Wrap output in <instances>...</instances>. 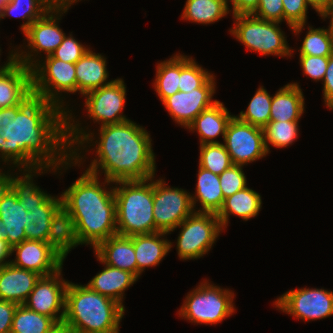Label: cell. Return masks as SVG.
Segmentation results:
<instances>
[{
	"instance_id": "1",
	"label": "cell",
	"mask_w": 333,
	"mask_h": 333,
	"mask_svg": "<svg viewBox=\"0 0 333 333\" xmlns=\"http://www.w3.org/2000/svg\"><path fill=\"white\" fill-rule=\"evenodd\" d=\"M0 159L16 168L76 166L67 141V113L33 93L20 105L0 108Z\"/></svg>"
},
{
	"instance_id": "2",
	"label": "cell",
	"mask_w": 333,
	"mask_h": 333,
	"mask_svg": "<svg viewBox=\"0 0 333 333\" xmlns=\"http://www.w3.org/2000/svg\"><path fill=\"white\" fill-rule=\"evenodd\" d=\"M73 117L72 112L69 111L67 141L72 150V158L77 162L78 167L85 161L81 156V148L88 152L89 150L85 148L88 147L87 144L92 143L89 146L97 145L94 150L97 158L91 160L85 171L98 177L101 175L100 172L104 173L105 179L112 181L113 184L118 181L155 177L156 163L152 139L144 127L131 120L104 125L98 130L99 140L94 141V133H91L90 129L89 131L83 129L81 123L75 121ZM79 150H81L80 153Z\"/></svg>"
},
{
	"instance_id": "3",
	"label": "cell",
	"mask_w": 333,
	"mask_h": 333,
	"mask_svg": "<svg viewBox=\"0 0 333 333\" xmlns=\"http://www.w3.org/2000/svg\"><path fill=\"white\" fill-rule=\"evenodd\" d=\"M99 180L85 171L61 194L62 206L76 221L79 245H90L93 249L117 234L114 186L106 187L113 182Z\"/></svg>"
},
{
	"instance_id": "4",
	"label": "cell",
	"mask_w": 333,
	"mask_h": 333,
	"mask_svg": "<svg viewBox=\"0 0 333 333\" xmlns=\"http://www.w3.org/2000/svg\"><path fill=\"white\" fill-rule=\"evenodd\" d=\"M125 309L115 300L69 282L65 293V324L73 333H119Z\"/></svg>"
},
{
	"instance_id": "5",
	"label": "cell",
	"mask_w": 333,
	"mask_h": 333,
	"mask_svg": "<svg viewBox=\"0 0 333 333\" xmlns=\"http://www.w3.org/2000/svg\"><path fill=\"white\" fill-rule=\"evenodd\" d=\"M154 178L114 182L117 234L131 237L155 233Z\"/></svg>"
},
{
	"instance_id": "6",
	"label": "cell",
	"mask_w": 333,
	"mask_h": 333,
	"mask_svg": "<svg viewBox=\"0 0 333 333\" xmlns=\"http://www.w3.org/2000/svg\"><path fill=\"white\" fill-rule=\"evenodd\" d=\"M234 292L223 289L203 279L195 289L190 291L179 309V317L195 324H219L233 315Z\"/></svg>"
},
{
	"instance_id": "7",
	"label": "cell",
	"mask_w": 333,
	"mask_h": 333,
	"mask_svg": "<svg viewBox=\"0 0 333 333\" xmlns=\"http://www.w3.org/2000/svg\"><path fill=\"white\" fill-rule=\"evenodd\" d=\"M234 27L229 30L237 41L247 50L258 52L260 55H276L291 57L293 49L286 41V35L280 29V22L262 20L252 14L232 16Z\"/></svg>"
},
{
	"instance_id": "8",
	"label": "cell",
	"mask_w": 333,
	"mask_h": 333,
	"mask_svg": "<svg viewBox=\"0 0 333 333\" xmlns=\"http://www.w3.org/2000/svg\"><path fill=\"white\" fill-rule=\"evenodd\" d=\"M80 0H70L57 3L42 18L35 20L23 33L27 38V49L21 51L16 47L15 61L31 69L38 61V54L44 52L45 56H50L62 43L66 34L59 27L62 14L68 12L69 8ZM30 50V51H29ZM33 53V54H32ZM38 56V59H36Z\"/></svg>"
},
{
	"instance_id": "9",
	"label": "cell",
	"mask_w": 333,
	"mask_h": 333,
	"mask_svg": "<svg viewBox=\"0 0 333 333\" xmlns=\"http://www.w3.org/2000/svg\"><path fill=\"white\" fill-rule=\"evenodd\" d=\"M32 93L46 101L52 102L66 113L64 104V93H76L77 82L75 64L53 58L51 55L39 60L31 68ZM66 106V107H64Z\"/></svg>"
},
{
	"instance_id": "10",
	"label": "cell",
	"mask_w": 333,
	"mask_h": 333,
	"mask_svg": "<svg viewBox=\"0 0 333 333\" xmlns=\"http://www.w3.org/2000/svg\"><path fill=\"white\" fill-rule=\"evenodd\" d=\"M176 228H181L176 242L181 260H194L206 255L223 232L217 215L204 212H194Z\"/></svg>"
},
{
	"instance_id": "11",
	"label": "cell",
	"mask_w": 333,
	"mask_h": 333,
	"mask_svg": "<svg viewBox=\"0 0 333 333\" xmlns=\"http://www.w3.org/2000/svg\"><path fill=\"white\" fill-rule=\"evenodd\" d=\"M190 192L169 187L163 179L153 180V217L155 232L170 234L195 210Z\"/></svg>"
},
{
	"instance_id": "12",
	"label": "cell",
	"mask_w": 333,
	"mask_h": 333,
	"mask_svg": "<svg viewBox=\"0 0 333 333\" xmlns=\"http://www.w3.org/2000/svg\"><path fill=\"white\" fill-rule=\"evenodd\" d=\"M273 305L296 319L320 320L333 315V291L297 288L279 296Z\"/></svg>"
},
{
	"instance_id": "13",
	"label": "cell",
	"mask_w": 333,
	"mask_h": 333,
	"mask_svg": "<svg viewBox=\"0 0 333 333\" xmlns=\"http://www.w3.org/2000/svg\"><path fill=\"white\" fill-rule=\"evenodd\" d=\"M223 144L236 165H247L268 154L263 129L243 122L235 115L227 126Z\"/></svg>"
},
{
	"instance_id": "14",
	"label": "cell",
	"mask_w": 333,
	"mask_h": 333,
	"mask_svg": "<svg viewBox=\"0 0 333 333\" xmlns=\"http://www.w3.org/2000/svg\"><path fill=\"white\" fill-rule=\"evenodd\" d=\"M126 95V85L122 78L86 93L84 106L88 112L87 116L94 123H99L100 127L130 120L122 112Z\"/></svg>"
},
{
	"instance_id": "15",
	"label": "cell",
	"mask_w": 333,
	"mask_h": 333,
	"mask_svg": "<svg viewBox=\"0 0 333 333\" xmlns=\"http://www.w3.org/2000/svg\"><path fill=\"white\" fill-rule=\"evenodd\" d=\"M62 268L53 274L41 276L24 305L39 314L51 317L61 324L65 315V293L69 281L62 277Z\"/></svg>"
},
{
	"instance_id": "16",
	"label": "cell",
	"mask_w": 333,
	"mask_h": 333,
	"mask_svg": "<svg viewBox=\"0 0 333 333\" xmlns=\"http://www.w3.org/2000/svg\"><path fill=\"white\" fill-rule=\"evenodd\" d=\"M215 90L216 82L213 75L202 87L192 89L191 92H176L162 103L173 121L187 129L203 110L218 101L212 100Z\"/></svg>"
},
{
	"instance_id": "17",
	"label": "cell",
	"mask_w": 333,
	"mask_h": 333,
	"mask_svg": "<svg viewBox=\"0 0 333 333\" xmlns=\"http://www.w3.org/2000/svg\"><path fill=\"white\" fill-rule=\"evenodd\" d=\"M11 252H15L16 256L10 263L40 276L55 273L63 266L64 262V258L48 242L39 240L26 239L14 245Z\"/></svg>"
},
{
	"instance_id": "18",
	"label": "cell",
	"mask_w": 333,
	"mask_h": 333,
	"mask_svg": "<svg viewBox=\"0 0 333 333\" xmlns=\"http://www.w3.org/2000/svg\"><path fill=\"white\" fill-rule=\"evenodd\" d=\"M9 52L0 66V108L20 105L32 93L31 69L15 61V50Z\"/></svg>"
},
{
	"instance_id": "19",
	"label": "cell",
	"mask_w": 333,
	"mask_h": 333,
	"mask_svg": "<svg viewBox=\"0 0 333 333\" xmlns=\"http://www.w3.org/2000/svg\"><path fill=\"white\" fill-rule=\"evenodd\" d=\"M93 250L102 264L132 273L137 278V262L132 236L115 234L99 243Z\"/></svg>"
},
{
	"instance_id": "20",
	"label": "cell",
	"mask_w": 333,
	"mask_h": 333,
	"mask_svg": "<svg viewBox=\"0 0 333 333\" xmlns=\"http://www.w3.org/2000/svg\"><path fill=\"white\" fill-rule=\"evenodd\" d=\"M40 277L12 263L0 266V300L24 304Z\"/></svg>"
},
{
	"instance_id": "21",
	"label": "cell",
	"mask_w": 333,
	"mask_h": 333,
	"mask_svg": "<svg viewBox=\"0 0 333 333\" xmlns=\"http://www.w3.org/2000/svg\"><path fill=\"white\" fill-rule=\"evenodd\" d=\"M0 219L2 220L3 239L11 247L27 239L24 230L32 220L13 190L0 200Z\"/></svg>"
},
{
	"instance_id": "22",
	"label": "cell",
	"mask_w": 333,
	"mask_h": 333,
	"mask_svg": "<svg viewBox=\"0 0 333 333\" xmlns=\"http://www.w3.org/2000/svg\"><path fill=\"white\" fill-rule=\"evenodd\" d=\"M106 62L104 55L96 54L89 49L75 63L77 92H79L82 97L86 93L109 85L114 81H108L109 73Z\"/></svg>"
},
{
	"instance_id": "23",
	"label": "cell",
	"mask_w": 333,
	"mask_h": 333,
	"mask_svg": "<svg viewBox=\"0 0 333 333\" xmlns=\"http://www.w3.org/2000/svg\"><path fill=\"white\" fill-rule=\"evenodd\" d=\"M164 232L132 236L135 258L137 262V279L145 268L155 267L171 251L172 242L165 238Z\"/></svg>"
},
{
	"instance_id": "24",
	"label": "cell",
	"mask_w": 333,
	"mask_h": 333,
	"mask_svg": "<svg viewBox=\"0 0 333 333\" xmlns=\"http://www.w3.org/2000/svg\"><path fill=\"white\" fill-rule=\"evenodd\" d=\"M234 115H230L227 108L220 101L203 110L187 127L191 132H197L200 137V145L220 143L214 140L222 135L223 141L227 126Z\"/></svg>"
},
{
	"instance_id": "25",
	"label": "cell",
	"mask_w": 333,
	"mask_h": 333,
	"mask_svg": "<svg viewBox=\"0 0 333 333\" xmlns=\"http://www.w3.org/2000/svg\"><path fill=\"white\" fill-rule=\"evenodd\" d=\"M18 170L20 172L23 170L24 173L23 176H20V174L18 176V173H16V176L13 175L12 190L26 211L31 212L32 209L43 205L52 196L36 186L33 176L35 177L38 173L41 175V173H47V171L51 172V170L56 173L58 169L51 165H43L18 168Z\"/></svg>"
},
{
	"instance_id": "26",
	"label": "cell",
	"mask_w": 333,
	"mask_h": 333,
	"mask_svg": "<svg viewBox=\"0 0 333 333\" xmlns=\"http://www.w3.org/2000/svg\"><path fill=\"white\" fill-rule=\"evenodd\" d=\"M104 269L86 284L91 290L109 297L124 309V292L138 279L130 272L104 264Z\"/></svg>"
},
{
	"instance_id": "27",
	"label": "cell",
	"mask_w": 333,
	"mask_h": 333,
	"mask_svg": "<svg viewBox=\"0 0 333 333\" xmlns=\"http://www.w3.org/2000/svg\"><path fill=\"white\" fill-rule=\"evenodd\" d=\"M304 105L299 83H288L272 96L270 121H299L305 111Z\"/></svg>"
},
{
	"instance_id": "28",
	"label": "cell",
	"mask_w": 333,
	"mask_h": 333,
	"mask_svg": "<svg viewBox=\"0 0 333 333\" xmlns=\"http://www.w3.org/2000/svg\"><path fill=\"white\" fill-rule=\"evenodd\" d=\"M47 242L64 259L79 245L76 221L63 206L52 217Z\"/></svg>"
},
{
	"instance_id": "29",
	"label": "cell",
	"mask_w": 333,
	"mask_h": 333,
	"mask_svg": "<svg viewBox=\"0 0 333 333\" xmlns=\"http://www.w3.org/2000/svg\"><path fill=\"white\" fill-rule=\"evenodd\" d=\"M262 208L261 195L248 186L224 199L222 208L216 214L223 230L227 228L229 217L236 215L248 221L258 215Z\"/></svg>"
},
{
	"instance_id": "30",
	"label": "cell",
	"mask_w": 333,
	"mask_h": 333,
	"mask_svg": "<svg viewBox=\"0 0 333 333\" xmlns=\"http://www.w3.org/2000/svg\"><path fill=\"white\" fill-rule=\"evenodd\" d=\"M196 193L191 195V201L195 212L217 214L224 203L221 191L219 175L212 173L199 166L197 174ZM200 208L196 210V202Z\"/></svg>"
},
{
	"instance_id": "31",
	"label": "cell",
	"mask_w": 333,
	"mask_h": 333,
	"mask_svg": "<svg viewBox=\"0 0 333 333\" xmlns=\"http://www.w3.org/2000/svg\"><path fill=\"white\" fill-rule=\"evenodd\" d=\"M225 0H187L181 19L198 24H211L224 18L230 12Z\"/></svg>"
},
{
	"instance_id": "32",
	"label": "cell",
	"mask_w": 333,
	"mask_h": 333,
	"mask_svg": "<svg viewBox=\"0 0 333 333\" xmlns=\"http://www.w3.org/2000/svg\"><path fill=\"white\" fill-rule=\"evenodd\" d=\"M56 4L55 0H9L0 14V20L13 15L26 20L20 26L24 33L35 20L42 18Z\"/></svg>"
},
{
	"instance_id": "33",
	"label": "cell",
	"mask_w": 333,
	"mask_h": 333,
	"mask_svg": "<svg viewBox=\"0 0 333 333\" xmlns=\"http://www.w3.org/2000/svg\"><path fill=\"white\" fill-rule=\"evenodd\" d=\"M62 206V197L51 196L43 205L37 206L29 212L31 223L25 227L28 240L47 242L52 217Z\"/></svg>"
},
{
	"instance_id": "34",
	"label": "cell",
	"mask_w": 333,
	"mask_h": 333,
	"mask_svg": "<svg viewBox=\"0 0 333 333\" xmlns=\"http://www.w3.org/2000/svg\"><path fill=\"white\" fill-rule=\"evenodd\" d=\"M154 89L163 102L167 97L179 92L180 85V53L157 63Z\"/></svg>"
},
{
	"instance_id": "35",
	"label": "cell",
	"mask_w": 333,
	"mask_h": 333,
	"mask_svg": "<svg viewBox=\"0 0 333 333\" xmlns=\"http://www.w3.org/2000/svg\"><path fill=\"white\" fill-rule=\"evenodd\" d=\"M58 324L51 318L18 305L11 326V333H49Z\"/></svg>"
},
{
	"instance_id": "36",
	"label": "cell",
	"mask_w": 333,
	"mask_h": 333,
	"mask_svg": "<svg viewBox=\"0 0 333 333\" xmlns=\"http://www.w3.org/2000/svg\"><path fill=\"white\" fill-rule=\"evenodd\" d=\"M264 86H259L246 111H241L236 117L243 122L253 126L264 128L270 121V108L272 96L267 92Z\"/></svg>"
},
{
	"instance_id": "37",
	"label": "cell",
	"mask_w": 333,
	"mask_h": 333,
	"mask_svg": "<svg viewBox=\"0 0 333 333\" xmlns=\"http://www.w3.org/2000/svg\"><path fill=\"white\" fill-rule=\"evenodd\" d=\"M299 121H269L263 128L265 147L270 153L269 144L276 148L292 145L298 138Z\"/></svg>"
},
{
	"instance_id": "38",
	"label": "cell",
	"mask_w": 333,
	"mask_h": 333,
	"mask_svg": "<svg viewBox=\"0 0 333 333\" xmlns=\"http://www.w3.org/2000/svg\"><path fill=\"white\" fill-rule=\"evenodd\" d=\"M299 55L329 57L333 54V36L328 28L308 27Z\"/></svg>"
},
{
	"instance_id": "39",
	"label": "cell",
	"mask_w": 333,
	"mask_h": 333,
	"mask_svg": "<svg viewBox=\"0 0 333 333\" xmlns=\"http://www.w3.org/2000/svg\"><path fill=\"white\" fill-rule=\"evenodd\" d=\"M214 74L204 69L191 57L180 54L179 91L191 92L202 87Z\"/></svg>"
},
{
	"instance_id": "40",
	"label": "cell",
	"mask_w": 333,
	"mask_h": 333,
	"mask_svg": "<svg viewBox=\"0 0 333 333\" xmlns=\"http://www.w3.org/2000/svg\"><path fill=\"white\" fill-rule=\"evenodd\" d=\"M199 166L220 175L233 165L223 143L202 144L199 146Z\"/></svg>"
},
{
	"instance_id": "41",
	"label": "cell",
	"mask_w": 333,
	"mask_h": 333,
	"mask_svg": "<svg viewBox=\"0 0 333 333\" xmlns=\"http://www.w3.org/2000/svg\"><path fill=\"white\" fill-rule=\"evenodd\" d=\"M284 21L294 35H298L305 29L307 20V10L309 5L306 0H282Z\"/></svg>"
},
{
	"instance_id": "42",
	"label": "cell",
	"mask_w": 333,
	"mask_h": 333,
	"mask_svg": "<svg viewBox=\"0 0 333 333\" xmlns=\"http://www.w3.org/2000/svg\"><path fill=\"white\" fill-rule=\"evenodd\" d=\"M220 187L224 199L247 187L243 165H231L219 175Z\"/></svg>"
},
{
	"instance_id": "43",
	"label": "cell",
	"mask_w": 333,
	"mask_h": 333,
	"mask_svg": "<svg viewBox=\"0 0 333 333\" xmlns=\"http://www.w3.org/2000/svg\"><path fill=\"white\" fill-rule=\"evenodd\" d=\"M90 48L76 40L72 34L65 36L62 43L51 54L53 58L61 61L76 63Z\"/></svg>"
},
{
	"instance_id": "44",
	"label": "cell",
	"mask_w": 333,
	"mask_h": 333,
	"mask_svg": "<svg viewBox=\"0 0 333 333\" xmlns=\"http://www.w3.org/2000/svg\"><path fill=\"white\" fill-rule=\"evenodd\" d=\"M300 66L303 75H307L314 81H323L327 67L328 57L299 55Z\"/></svg>"
},
{
	"instance_id": "45",
	"label": "cell",
	"mask_w": 333,
	"mask_h": 333,
	"mask_svg": "<svg viewBox=\"0 0 333 333\" xmlns=\"http://www.w3.org/2000/svg\"><path fill=\"white\" fill-rule=\"evenodd\" d=\"M252 15L262 20L282 23L284 21L282 0H259V5Z\"/></svg>"
},
{
	"instance_id": "46",
	"label": "cell",
	"mask_w": 333,
	"mask_h": 333,
	"mask_svg": "<svg viewBox=\"0 0 333 333\" xmlns=\"http://www.w3.org/2000/svg\"><path fill=\"white\" fill-rule=\"evenodd\" d=\"M18 304L0 300V333H11V326Z\"/></svg>"
},
{
	"instance_id": "47",
	"label": "cell",
	"mask_w": 333,
	"mask_h": 333,
	"mask_svg": "<svg viewBox=\"0 0 333 333\" xmlns=\"http://www.w3.org/2000/svg\"><path fill=\"white\" fill-rule=\"evenodd\" d=\"M323 96L325 106L333 110V54L328 57V67L323 79Z\"/></svg>"
},
{
	"instance_id": "48",
	"label": "cell",
	"mask_w": 333,
	"mask_h": 333,
	"mask_svg": "<svg viewBox=\"0 0 333 333\" xmlns=\"http://www.w3.org/2000/svg\"><path fill=\"white\" fill-rule=\"evenodd\" d=\"M230 5L233 6V10H230L233 16L238 14H252L258 7L259 0H233Z\"/></svg>"
},
{
	"instance_id": "49",
	"label": "cell",
	"mask_w": 333,
	"mask_h": 333,
	"mask_svg": "<svg viewBox=\"0 0 333 333\" xmlns=\"http://www.w3.org/2000/svg\"><path fill=\"white\" fill-rule=\"evenodd\" d=\"M10 171L3 172L0 167V200L12 191L13 173H9Z\"/></svg>"
},
{
	"instance_id": "50",
	"label": "cell",
	"mask_w": 333,
	"mask_h": 333,
	"mask_svg": "<svg viewBox=\"0 0 333 333\" xmlns=\"http://www.w3.org/2000/svg\"><path fill=\"white\" fill-rule=\"evenodd\" d=\"M12 247L7 243L5 239L0 238V266L10 263L11 260L7 261V258H10L12 255Z\"/></svg>"
},
{
	"instance_id": "51",
	"label": "cell",
	"mask_w": 333,
	"mask_h": 333,
	"mask_svg": "<svg viewBox=\"0 0 333 333\" xmlns=\"http://www.w3.org/2000/svg\"><path fill=\"white\" fill-rule=\"evenodd\" d=\"M306 2L320 16L330 6L333 0H306Z\"/></svg>"
},
{
	"instance_id": "52",
	"label": "cell",
	"mask_w": 333,
	"mask_h": 333,
	"mask_svg": "<svg viewBox=\"0 0 333 333\" xmlns=\"http://www.w3.org/2000/svg\"><path fill=\"white\" fill-rule=\"evenodd\" d=\"M322 19L330 18V25L328 26V29L333 36V2L330 4V6L320 15Z\"/></svg>"
},
{
	"instance_id": "53",
	"label": "cell",
	"mask_w": 333,
	"mask_h": 333,
	"mask_svg": "<svg viewBox=\"0 0 333 333\" xmlns=\"http://www.w3.org/2000/svg\"><path fill=\"white\" fill-rule=\"evenodd\" d=\"M49 333H73L65 324L61 323L54 327Z\"/></svg>"
},
{
	"instance_id": "54",
	"label": "cell",
	"mask_w": 333,
	"mask_h": 333,
	"mask_svg": "<svg viewBox=\"0 0 333 333\" xmlns=\"http://www.w3.org/2000/svg\"><path fill=\"white\" fill-rule=\"evenodd\" d=\"M8 1H9V0H0V14H1V12L3 11L4 6L6 5V3H7Z\"/></svg>"
},
{
	"instance_id": "55",
	"label": "cell",
	"mask_w": 333,
	"mask_h": 333,
	"mask_svg": "<svg viewBox=\"0 0 333 333\" xmlns=\"http://www.w3.org/2000/svg\"><path fill=\"white\" fill-rule=\"evenodd\" d=\"M0 238L3 239V227H2V220L0 219Z\"/></svg>"
},
{
	"instance_id": "56",
	"label": "cell",
	"mask_w": 333,
	"mask_h": 333,
	"mask_svg": "<svg viewBox=\"0 0 333 333\" xmlns=\"http://www.w3.org/2000/svg\"><path fill=\"white\" fill-rule=\"evenodd\" d=\"M57 3H63V2H67V1H70V0H55Z\"/></svg>"
},
{
	"instance_id": "57",
	"label": "cell",
	"mask_w": 333,
	"mask_h": 333,
	"mask_svg": "<svg viewBox=\"0 0 333 333\" xmlns=\"http://www.w3.org/2000/svg\"><path fill=\"white\" fill-rule=\"evenodd\" d=\"M225 1H226L227 3H229V2L231 3L233 0H225Z\"/></svg>"
}]
</instances>
